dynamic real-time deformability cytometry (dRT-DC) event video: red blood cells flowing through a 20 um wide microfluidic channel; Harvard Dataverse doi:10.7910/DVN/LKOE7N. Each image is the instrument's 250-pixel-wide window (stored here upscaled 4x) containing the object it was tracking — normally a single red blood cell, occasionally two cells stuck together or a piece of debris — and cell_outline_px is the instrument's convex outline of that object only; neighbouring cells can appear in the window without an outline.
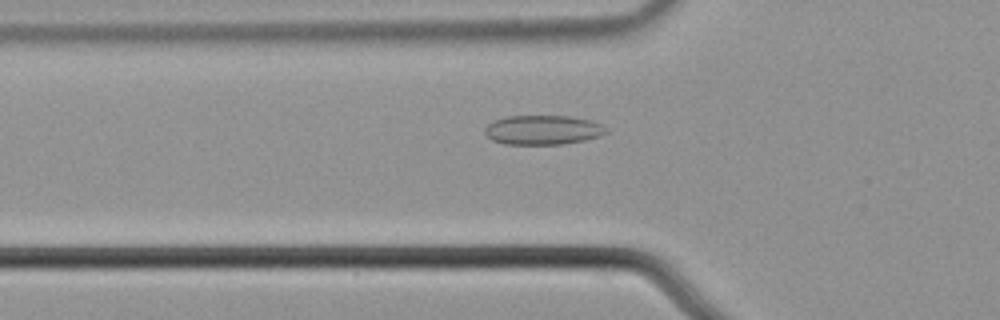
{"species": "common noctule bat (a hibernating species)", "species_latin": "Nyctalus noctula", "temperature_condition": "cold", "stored_images_in_passage": 55, "camera_frame_rate_fps": 3000, "um_per_image_px": 0.085, "animal": {"sex": "male", "body_mass_g": 21.5, "forearm_length_mm": 52.0}, "frame": {"image": 1, "passage_image": 19, "time_ms": 6.0, "image_size_px": [1000, 320], "cell_outline_px": [[608, 132], [600, 136], [584, 140], [560, 144], [504, 144], [492, 140], [484, 132], [484, 128], [492, 120], [508, 116], [572, 116], [592, 120], [604, 124], [608, 128]], "centroid_in_image_um": [46.17, 11.03], "position_along_channel_um": 79.6, "area_um2": 21.04}}
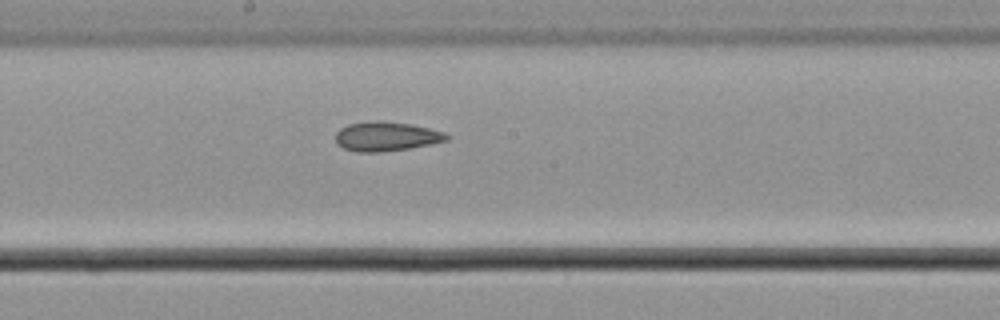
{"frame": {"image": 2, "passage_image": 30, "time_ms": 9.667, "image_size_px": [1000, 320], "cell_outline_px": [[452, 136], [448, 140], [432, 144], [408, 148], [380, 152], [356, 152], [344, 148], [336, 144], [336, 132], [340, 128], [348, 124], [372, 120], [380, 120], [412, 124], [444, 132]], "centroid_in_image_um": [32.83, 11.59], "position_along_channel_um": 215.4, "area_um2": 19.19}}
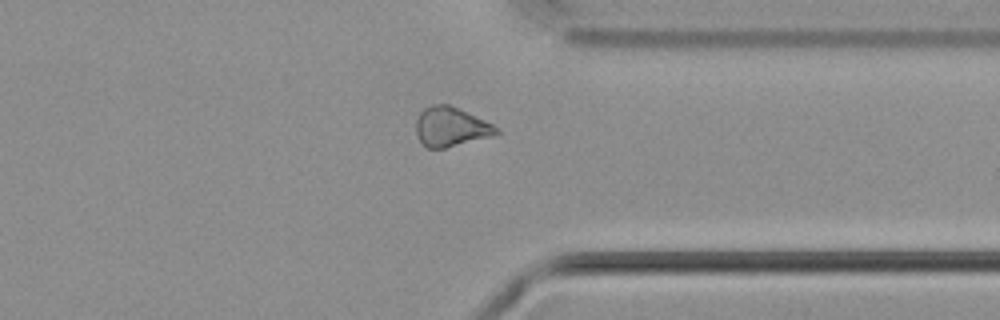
{"frame": {"image": 3, "passage_image": 43, "time_ms": 14.0, "image_size_px": [1000, 320], "cell_outline_px": [[500, 132], [492, 136], [444, 148], [428, 148], [420, 140], [416, 132], [416, 120], [420, 112], [424, 108], [432, 104], [448, 104], [484, 120], [500, 128]], "centroid_in_image_um": [38.32, 10.77], "position_along_channel_um": 373.1, "area_um2": 18.21}, "authors_computed_cell_mechanics": {"area_um2": 20.23, "velocity_mm_per_s": 3.6926, "shape_relaxation_time_tau1_ms": null, "shape_relaxation_time_tau2_ms": 10.2162, "deformation_change_tau1": null, "deformation_change_tau2": 0.1535}}